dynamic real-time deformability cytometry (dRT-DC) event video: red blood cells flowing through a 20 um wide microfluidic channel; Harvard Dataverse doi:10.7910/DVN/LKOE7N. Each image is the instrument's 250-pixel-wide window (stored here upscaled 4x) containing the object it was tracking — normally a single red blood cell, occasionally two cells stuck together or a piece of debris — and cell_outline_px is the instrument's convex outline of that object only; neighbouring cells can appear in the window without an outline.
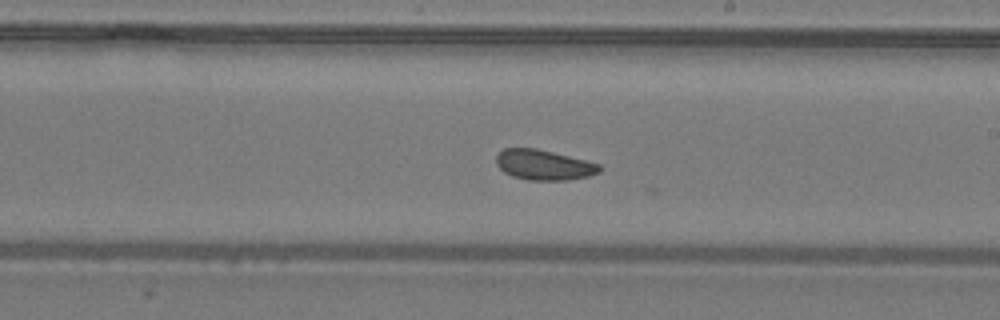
{"species": "common noctule bat (a hibernating species)", "species_latin": "Nyctalus noctula", "temperature_condition": "warm", "stored_images_in_passage": 26, "camera_frame_rate_fps": 3000, "um_per_image_px": 0.085, "animal": {"sex": "male", "body_mass_g": 19.2, "forearm_length_mm": 51.8}, "frame": {"image": 1, "passage_image": 15, "time_ms": 4.667, "image_size_px": [1000, 320], "cell_outline_px": [[604, 168], [600, 172], [588, 176], [568, 180], [528, 180], [512, 176], [504, 172], [496, 164], [496, 156], [504, 148], [536, 148], [600, 164]], "centroid_in_image_um": [46.23, 14.02], "position_along_channel_um": 242.8, "area_um2": 18.15}}
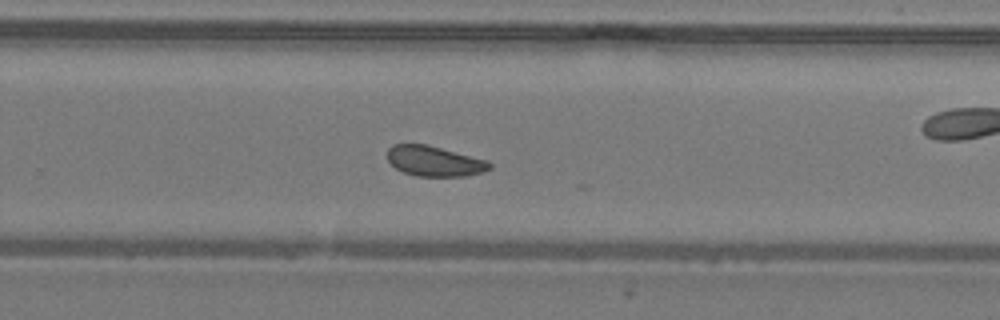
{"frame": {"image": 2, "passage_image": 18, "time_ms": 5.667, "image_size_px": [1000, 320], "cell_outline_px": [[492, 168], [484, 172], [464, 176], [416, 176], [404, 172], [396, 168], [388, 160], [388, 148], [392, 144], [428, 144], [488, 160], [492, 164]], "centroid_in_image_um": [36.96, 13.69], "position_along_channel_um": 292.8, "area_um2": 18.15}}